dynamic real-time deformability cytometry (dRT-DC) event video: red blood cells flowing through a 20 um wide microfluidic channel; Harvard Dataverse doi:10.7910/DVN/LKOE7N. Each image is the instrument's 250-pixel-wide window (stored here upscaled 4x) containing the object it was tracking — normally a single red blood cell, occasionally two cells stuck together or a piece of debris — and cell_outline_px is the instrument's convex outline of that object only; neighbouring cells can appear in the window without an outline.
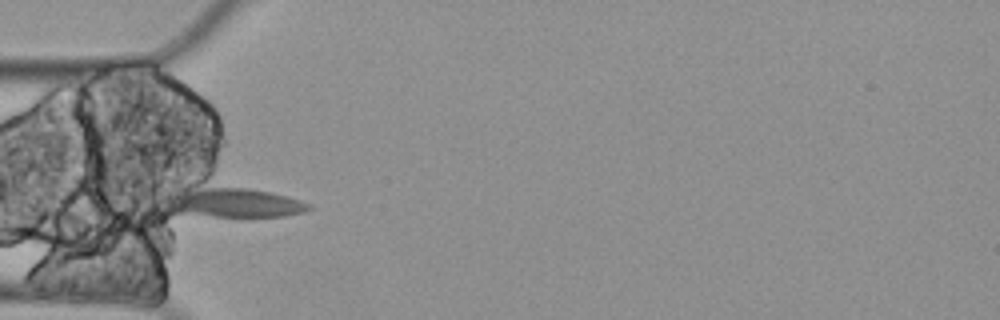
{"species": "Egyptian fruit bat (a non-hibernating species)", "species_latin": "Rousettus aegyptiacus", "temperature_condition": "cold", "stored_images_in_passage": 3, "camera_frame_rate_fps": 3000, "um_per_image_px": 0.085, "animal": {"sex": "female"}, "frame": {"image": 1, "passage_image": 2, "time_ms": 0.333, "image_size_px": [1000, 320], "cell_outline_px": [[312, 208], [304, 212], [284, 216], [212, 216], [172, 212], [160, 200], [160, 196], [168, 192], [208, 188], [244, 188], [268, 192], [300, 200], [308, 204]], "centroid_in_image_um": [19.74, 17.24], "position_along_channel_um": 65.3, "area_um2": 24.22}}
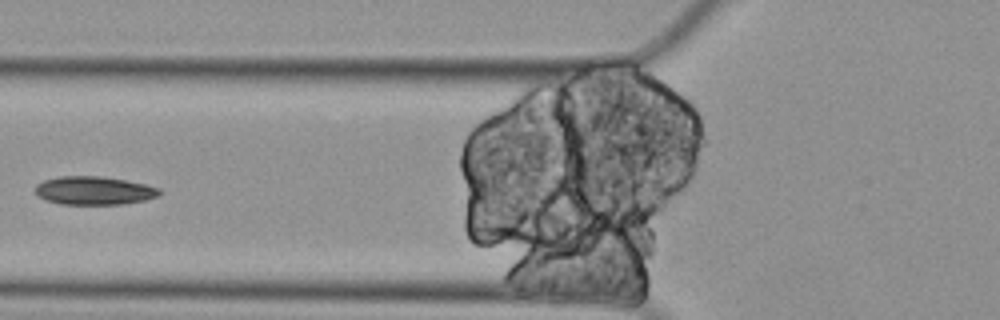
{"frame": {"image": 2, "passage_image": 3, "time_ms": 0.667, "image_size_px": [1000, 320], "cell_outline_px": [[160, 196], [144, 200], [124, 204], [60, 204], [44, 200], [36, 196], [36, 184], [44, 180], [60, 176], [100, 176], [124, 180], [144, 184], [160, 188]], "centroid_in_image_um": [7.97, 16.2], "position_along_channel_um": 117.8, "area_um2": 20.58}}